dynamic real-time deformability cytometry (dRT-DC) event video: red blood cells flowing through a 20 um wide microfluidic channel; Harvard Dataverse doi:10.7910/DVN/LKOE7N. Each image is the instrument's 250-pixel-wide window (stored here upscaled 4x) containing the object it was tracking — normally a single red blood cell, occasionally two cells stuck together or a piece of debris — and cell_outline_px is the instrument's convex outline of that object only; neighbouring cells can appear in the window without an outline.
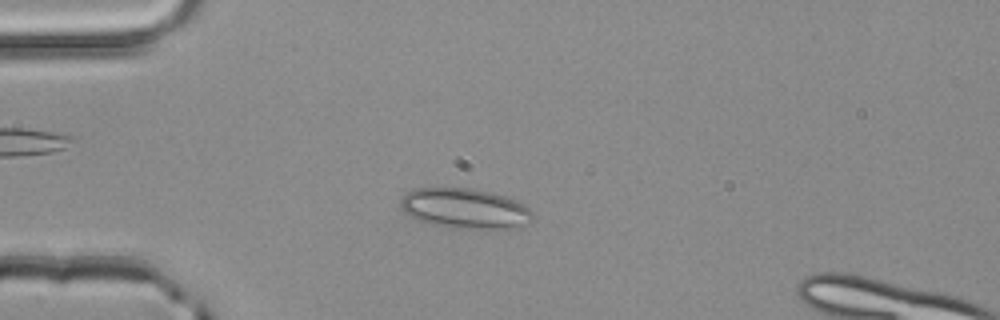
{"species": "common noctule bat (a hibernating species)", "species_latin": "Nyctalus noctula", "temperature_condition": "room temperature", "stored_images_in_passage": 51, "segment_of_instrument_passage": [1, 2], "camera_frame_rate_fps": 3000, "um_per_image_px": 0.085, "animal": {"sex": "male", "body_mass_g": 20.4}, "frame": {"image": 1, "passage_image": 12, "time_ms": 3.667, "image_size_px": [1000, 320], "cell_outline_px": [[532, 220], [516, 228], [452, 228], [432, 224], [420, 220], [404, 212], [400, 204], [400, 200], [408, 192], [416, 188], [468, 188], [488, 192], [504, 196], [516, 200], [524, 204], [532, 212]], "centroid_in_image_um": [39.52, 17.72], "position_along_channel_um": 45.5, "area_um2": 30.52}}
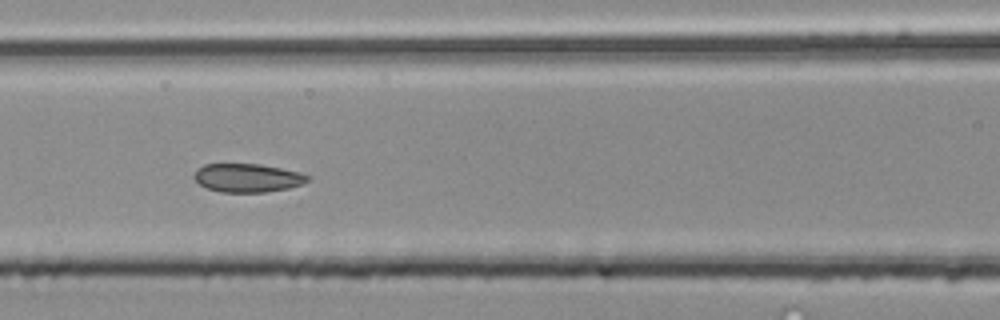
{"frame": {"image": 2, "passage_image": 21, "time_ms": 6.667, "image_size_px": [1000, 320], "cell_outline_px": [[308, 180], [304, 184], [288, 188], [264, 192], [220, 192], [208, 188], [200, 184], [192, 176], [204, 164], [260, 164], [300, 172], [308, 176]], "centroid_in_image_um": [21.05, 15.12], "position_along_channel_um": 145.6, "area_um2": 18.67}}
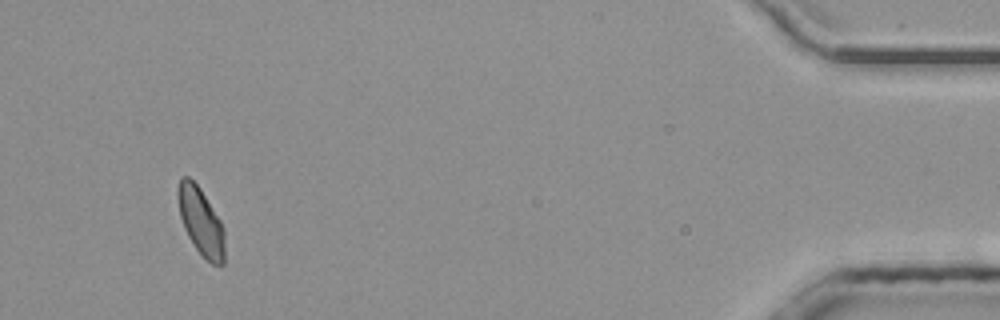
{"frame": {"image": 3, "passage_image": 47, "time_ms": 15.333, "image_size_px": [1000, 320], "cell_outline_px": [[224, 264], [212, 264], [196, 248], [188, 236], [184, 228], [180, 216], [176, 196], [176, 192], [180, 176], [188, 176], [200, 188], [220, 220], [224, 228]], "centroid_in_image_um": [17.05, 18.78], "position_along_channel_um": 418.2, "area_um2": 18.32}}